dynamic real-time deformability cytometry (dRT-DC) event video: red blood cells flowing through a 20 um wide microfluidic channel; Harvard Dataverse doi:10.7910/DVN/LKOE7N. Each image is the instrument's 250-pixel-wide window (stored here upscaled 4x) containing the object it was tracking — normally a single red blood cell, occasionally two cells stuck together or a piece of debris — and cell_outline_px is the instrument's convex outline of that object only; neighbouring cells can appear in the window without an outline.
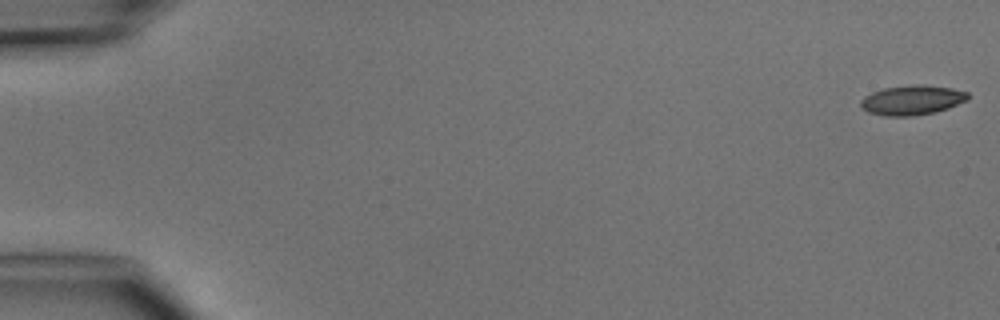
{"species": "common noctule bat (a hibernating species)", "species_latin": "Nyctalus noctula", "temperature_condition": "cold", "stored_images_in_passage": 4, "camera_frame_rate_fps": 3000, "um_per_image_px": 0.085, "animal": {"sex": "male", "body_mass_g": 15.6}, "frame": {"image": 1, "passage_image": 1, "time_ms": 0.0, "image_size_px": [1000, 320], "cell_outline_px": [[968, 100], [948, 108], [936, 112], [912, 116], [884, 116], [868, 112], [860, 108], [860, 100], [864, 96], [872, 92], [884, 88], [908, 84], [924, 84], [952, 88], [968, 92]], "centroid_in_image_um": [77.51, 8.5], "position_along_channel_um": 7.5, "area_um2": 18.84}}
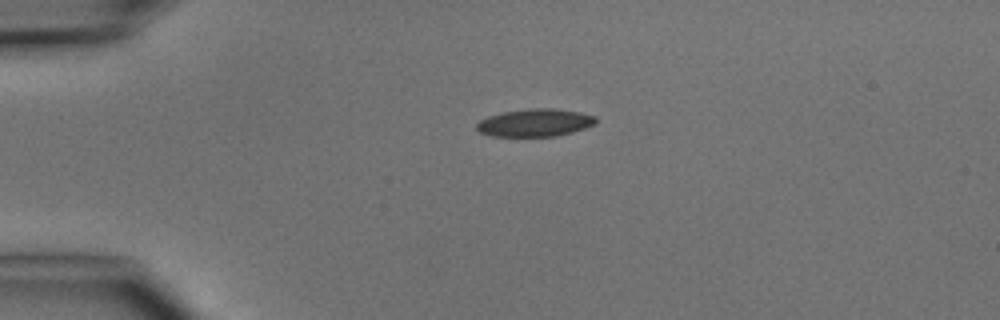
{"frame": {"image": 2, "passage_image": 4, "time_ms": 3.667, "image_size_px": [1000, 320], "cell_outline_px": [[596, 124], [572, 132], [556, 136], [492, 136], [480, 132], [476, 128], [476, 124], [480, 120], [488, 116], [504, 112], [528, 108], [552, 108], [580, 112], [596, 116]], "centroid_in_image_um": [45.48, 10.42], "position_along_channel_um": 39.5, "area_um2": 19.19}}